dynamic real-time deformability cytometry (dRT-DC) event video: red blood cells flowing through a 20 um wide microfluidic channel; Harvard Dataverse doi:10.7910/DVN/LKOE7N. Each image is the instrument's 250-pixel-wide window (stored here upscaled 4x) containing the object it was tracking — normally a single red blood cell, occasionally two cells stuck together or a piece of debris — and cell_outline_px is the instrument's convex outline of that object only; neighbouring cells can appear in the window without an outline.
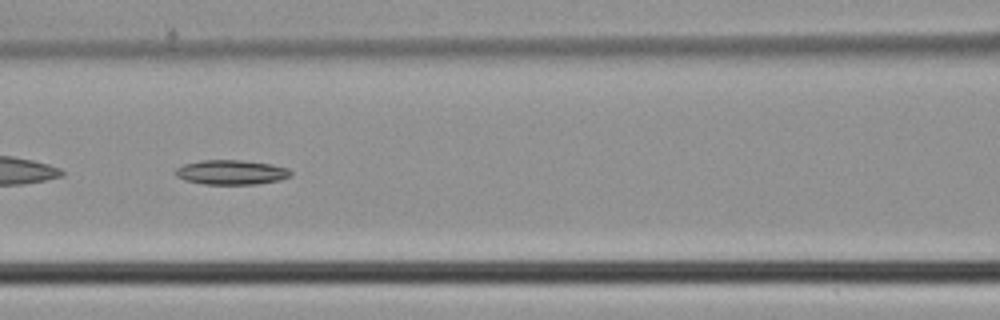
{"species": "common noctule bat (a hibernating species)", "species_latin": "Nyctalus noctula", "temperature_condition": "cold", "stored_images_in_passage": 36, "camera_frame_rate_fps": 3000, "um_per_image_px": 0.085, "animal": {"sex": "male", "body_mass_g": 21.5, "forearm_length_mm": 52.0}, "frame": {"image": 1, "passage_image": 11, "time_ms": 3.333, "image_size_px": [1000, 320], "cell_outline_px": [[292, 176], [280, 180], [256, 184], [204, 184], [184, 180], [176, 176], [176, 168], [184, 164], [204, 160], [240, 160], [272, 164], [288, 168], [292, 172]], "centroid_in_image_um": [19.69, 14.64], "position_along_channel_um": 146.9, "area_um2": 16.53}}